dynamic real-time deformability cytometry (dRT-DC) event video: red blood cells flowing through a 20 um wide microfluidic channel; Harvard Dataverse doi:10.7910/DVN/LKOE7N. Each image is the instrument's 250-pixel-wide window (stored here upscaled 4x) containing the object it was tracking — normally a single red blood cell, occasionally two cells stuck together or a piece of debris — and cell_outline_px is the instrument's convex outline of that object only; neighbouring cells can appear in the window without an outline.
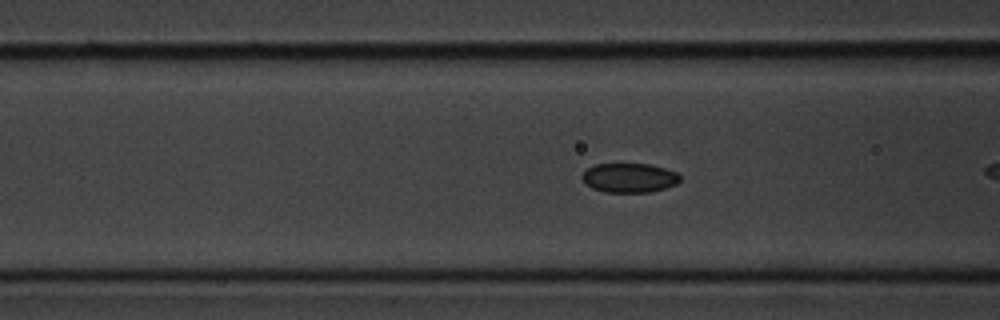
{"species": "common noctule bat (a hibernating species)", "species_latin": "Nyctalus noctula", "temperature_condition": "cold", "stored_images_in_passage": 7, "camera_frame_rate_fps": 3000, "um_per_image_px": 0.085, "animal": {"sex": "male", "body_mass_g": 20.1, "forearm_length_mm": 53.5}, "frame": {"image": 1, "passage_image": 5, "time_ms": 1.333, "image_size_px": [1000, 320], "cell_outline_px": [[680, 180], [676, 184], [664, 188], [648, 192], [604, 192], [592, 188], [580, 176], [588, 168], [596, 164], [648, 164], [664, 168], [676, 172], [680, 176]], "centroid_in_image_um": [53.49, 15.11], "position_along_channel_um": 113.1, "area_um2": 16.53}}